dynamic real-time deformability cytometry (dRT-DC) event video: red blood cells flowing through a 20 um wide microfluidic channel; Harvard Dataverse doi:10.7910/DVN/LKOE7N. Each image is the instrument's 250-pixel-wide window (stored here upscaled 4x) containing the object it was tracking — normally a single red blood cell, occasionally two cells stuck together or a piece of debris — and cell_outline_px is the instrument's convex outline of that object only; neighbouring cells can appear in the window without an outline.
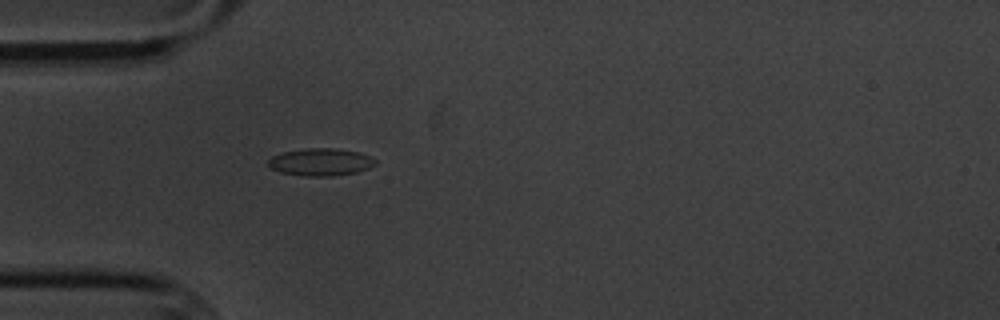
{"species": "common noctule bat (a hibernating species)", "species_latin": "Nyctalus noctula", "temperature_condition": "cold", "stored_images_in_passage": 1, "camera_frame_rate_fps": 3000, "um_per_image_px": 0.085, "animal": {"sex": "male", "body_mass_g": 20.1, "forearm_length_mm": 53.5}, "frame": {"image": 1, "passage_image": 1, "time_ms": 0.0, "image_size_px": [1000, 320], "cell_outline_px": [[376, 164], [368, 168], [356, 172], [332, 176], [304, 176], [280, 172], [272, 168], [268, 164], [268, 160], [272, 156], [284, 152], [304, 148], [336, 148], [360, 152], [372, 156], [376, 160]], "centroid_in_image_um": [27.28, 13.76], "position_along_channel_um": 57.7, "area_um2": 17.17}}